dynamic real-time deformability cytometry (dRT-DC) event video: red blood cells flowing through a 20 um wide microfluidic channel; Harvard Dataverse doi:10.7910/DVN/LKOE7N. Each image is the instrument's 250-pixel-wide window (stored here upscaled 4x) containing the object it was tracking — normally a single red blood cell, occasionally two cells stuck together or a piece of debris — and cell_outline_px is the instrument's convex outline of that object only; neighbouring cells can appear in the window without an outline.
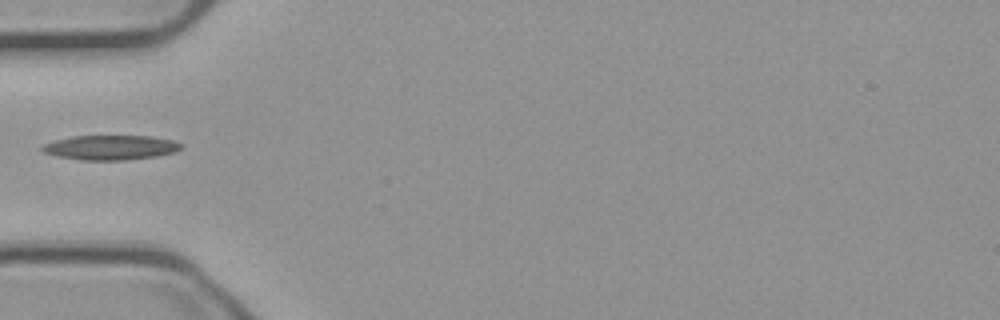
{"species": "common noctule bat (a hibernating species)", "species_latin": "Nyctalus noctula", "temperature_condition": "cold", "stored_images_in_passage": 37, "camera_frame_rate_fps": 3000, "um_per_image_px": 0.085, "animal": {"sex": "male", "body_mass_g": 23.1, "forearm_length_mm": 52.7}, "frame": {"image": 1, "passage_image": 1, "time_ms": 0.0, "image_size_px": [1000, 320], "cell_outline_px": [[184, 144], [176, 152], [156, 156], [124, 160], [80, 160], [56, 156], [44, 152], [40, 148], [44, 144], [56, 140], [72, 136], [152, 136], [172, 140]], "centroid_in_image_um": [9.41, 12.54], "position_along_channel_um": 75.6, "area_um2": 19.94}}
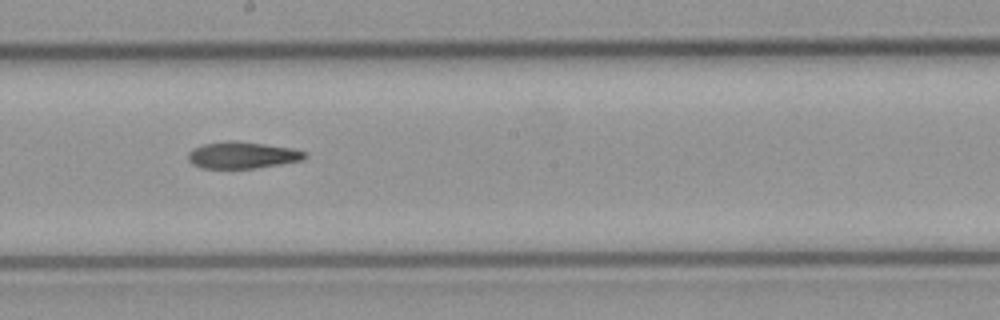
{"frame": {"image": 2, "passage_image": 13, "time_ms": 4.0, "image_size_px": [1000, 320], "cell_outline_px": [[308, 156], [304, 160], [256, 168], [200, 168], [192, 164], [188, 160], [188, 152], [192, 148], [200, 144], [228, 140], [236, 140], [292, 148], [308, 152]], "centroid_in_image_um": [20.59, 13.18], "position_along_channel_um": 227.6, "area_um2": 18.5}}
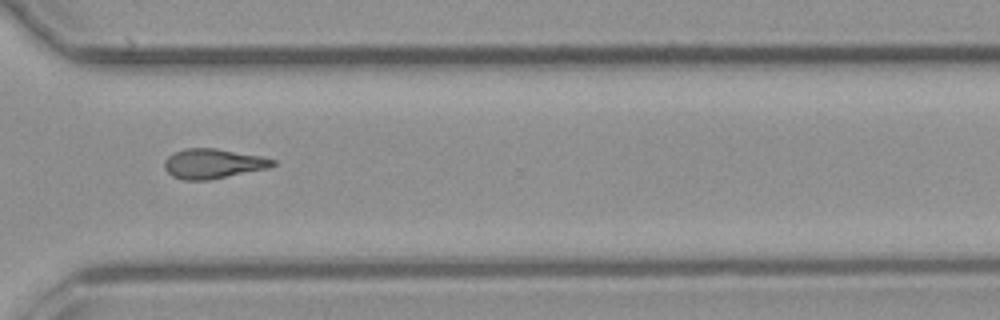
{"frame": {"image": 3, "passage_image": 23, "time_ms": 7.333, "image_size_px": [1000, 320], "cell_outline_px": [[276, 164], [268, 168], [208, 180], [184, 180], [172, 176], [164, 168], [164, 160], [168, 156], [184, 148], [216, 148], [264, 156], [276, 160]], "centroid_in_image_um": [18.12, 13.9], "position_along_channel_um": 352.5, "area_um2": 18.84}}